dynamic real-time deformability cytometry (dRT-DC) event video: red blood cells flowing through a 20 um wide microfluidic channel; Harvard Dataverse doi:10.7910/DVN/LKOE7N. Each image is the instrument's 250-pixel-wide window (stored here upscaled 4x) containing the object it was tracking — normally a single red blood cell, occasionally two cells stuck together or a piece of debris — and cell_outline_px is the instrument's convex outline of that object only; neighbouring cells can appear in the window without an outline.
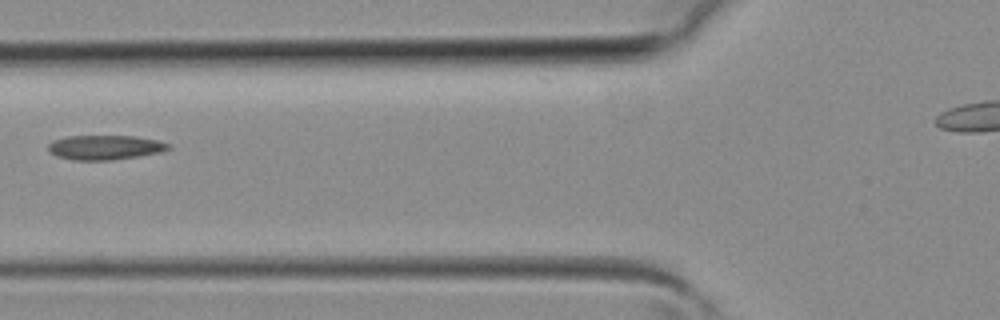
{"species": "common noctule bat (a hibernating species)", "species_latin": "Nyctalus noctula", "temperature_condition": "room temperature", "stored_images_in_passage": 24, "camera_frame_rate_fps": 3000, "um_per_image_px": 0.085, "animal": {"sex": "female", "body_mass_g": 19.3, "forearm_length_mm": 54.1}, "frame": {"image": 1, "passage_image": 4, "time_ms": 1.0, "image_size_px": [1000, 320], "cell_outline_px": [[168, 148], [160, 152], [140, 156], [112, 160], [76, 160], [56, 156], [48, 152], [48, 144], [56, 140], [68, 136], [132, 136], [156, 140], [168, 144]], "centroid_in_image_um": [8.87, 12.54], "position_along_channel_um": 116.9, "area_um2": 16.94}}
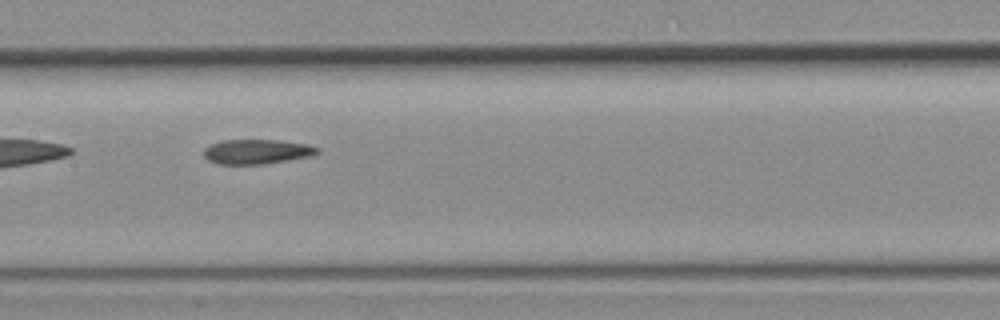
{"frame": {"image": 2, "passage_image": 8, "time_ms": 2.333, "image_size_px": [1000, 320], "cell_outline_px": [[320, 152], [312, 156], [264, 164], [216, 164], [208, 160], [204, 156], [204, 148], [212, 144], [224, 140], [280, 140], [308, 144], [320, 148]], "centroid_in_image_um": [21.86, 12.89], "position_along_channel_um": 185.5, "area_um2": 16.42}}
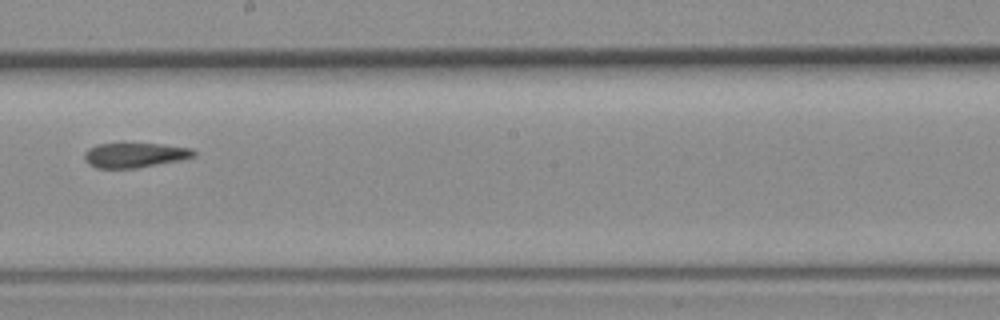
{"frame": {"image": 3, "passage_image": 11, "time_ms": 3.333, "image_size_px": [1000, 320], "cell_outline_px": [[196, 156], [180, 160], [136, 168], [96, 168], [88, 164], [84, 160], [84, 152], [88, 148], [96, 144], [164, 144], [192, 148], [196, 152]], "centroid_in_image_um": [11.45, 13.18], "position_along_channel_um": 236.8, "area_um2": 15.84}}